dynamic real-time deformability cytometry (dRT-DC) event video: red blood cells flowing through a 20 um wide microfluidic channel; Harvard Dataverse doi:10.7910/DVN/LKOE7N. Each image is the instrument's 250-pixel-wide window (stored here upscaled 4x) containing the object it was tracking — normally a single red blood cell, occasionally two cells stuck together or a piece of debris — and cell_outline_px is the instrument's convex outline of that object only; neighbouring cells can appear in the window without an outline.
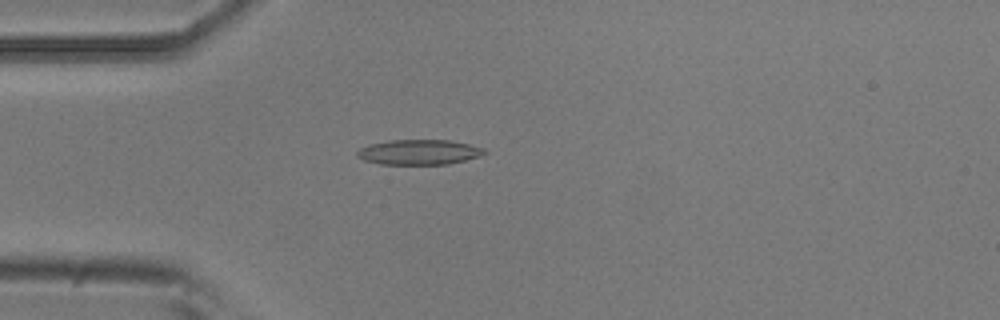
{"species": "common noctule bat (a hibernating species)", "species_latin": "Nyctalus noctula", "temperature_condition": "room temperature", "stored_images_in_passage": 20, "camera_frame_rate_fps": 3000, "um_per_image_px": 0.085, "animal": {"sex": "male", "body_mass_g": 20.5, "forearm_length_mm": 52.5}, "frame": {"image": 1, "passage_image": 3, "time_ms": 0.667, "image_size_px": [1000, 320], "cell_outline_px": [[488, 152], [480, 156], [448, 164], [380, 164], [364, 160], [356, 156], [356, 152], [360, 148], [368, 144], [392, 140], [448, 140], [468, 144], [484, 148]], "centroid_in_image_um": [35.6, 12.93], "position_along_channel_um": 49.4, "area_um2": 18.55}}
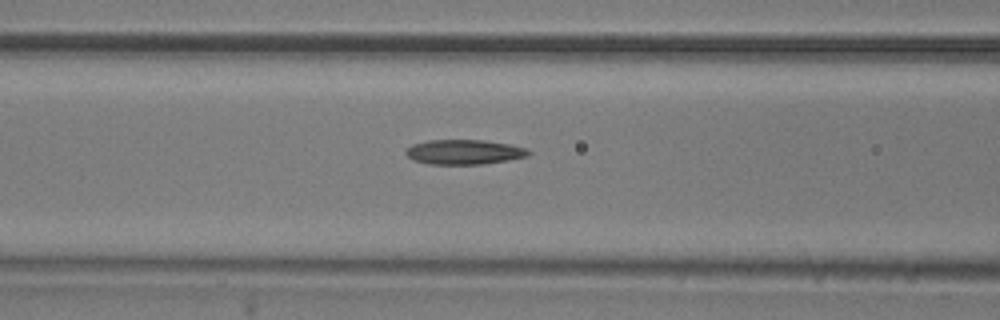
{"frame": {"image": 2, "passage_image": 10, "time_ms": 3.0, "image_size_px": [1000, 320], "cell_outline_px": [[532, 152], [528, 156], [508, 160], [480, 164], [428, 164], [412, 160], [404, 152], [412, 144], [428, 140], [484, 140], [508, 144], [528, 148]], "centroid_in_image_um": [39.45, 12.92], "position_along_channel_um": 127.1, "area_um2": 17.74}}
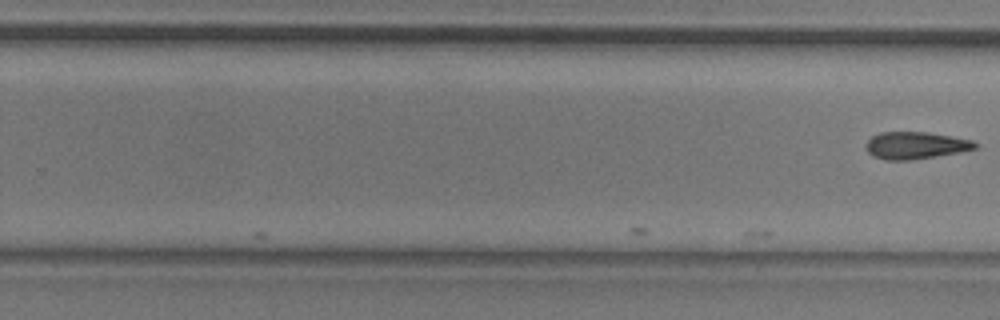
{"frame": {"image": 3, "passage_image": 20, "time_ms": 6.333, "image_size_px": [1000, 320], "cell_outline_px": [[980, 144], [976, 148], [960, 152], [908, 160], [888, 160], [872, 156], [868, 152], [864, 144], [872, 136], [880, 132], [928, 132], [952, 136], [972, 140]], "centroid_in_image_um": [77.82, 12.35], "position_along_channel_um": 252.0, "area_um2": 17.28}}